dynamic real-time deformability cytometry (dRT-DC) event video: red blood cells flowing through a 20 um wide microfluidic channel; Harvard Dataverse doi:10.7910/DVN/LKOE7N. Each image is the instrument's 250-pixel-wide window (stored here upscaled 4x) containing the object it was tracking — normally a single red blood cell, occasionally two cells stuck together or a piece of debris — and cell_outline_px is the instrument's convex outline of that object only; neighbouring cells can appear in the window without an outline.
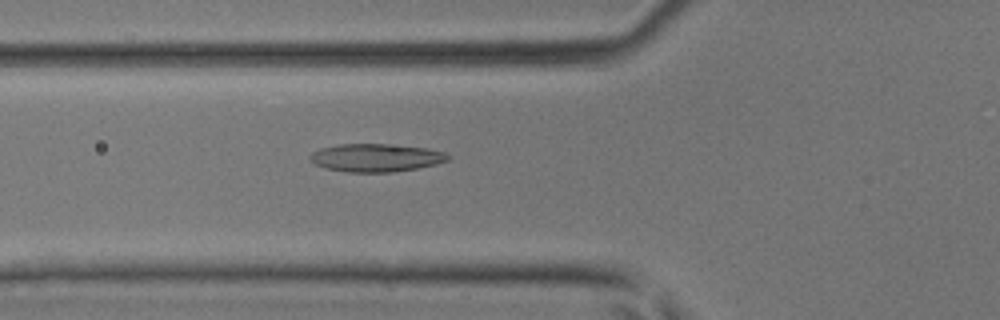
{"species": "common noctule bat (a hibernating species)", "species_latin": "Nyctalus noctula", "temperature_condition": "room temperature", "stored_images_in_passage": 45, "camera_frame_rate_fps": 3000, "um_per_image_px": 0.085, "animal": {"sex": "male", "body_mass_g": 17.9, "forearm_length_mm": 54.2}, "frame": {"image": 1, "passage_image": 17, "time_ms": 5.333, "image_size_px": [1000, 320], "cell_outline_px": [[448, 160], [436, 164], [416, 168], [392, 172], [348, 172], [324, 168], [308, 160], [308, 156], [312, 152], [320, 148], [340, 144], [388, 144], [428, 148], [444, 152], [448, 156]], "centroid_in_image_um": [31.9, 13.4], "position_along_channel_um": 93.9, "area_um2": 22.48}}
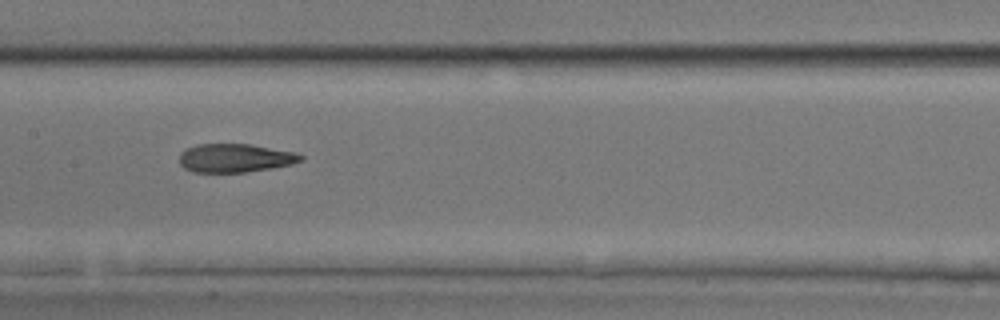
{"frame": {"image": 2, "passage_image": 23, "time_ms": 7.333, "image_size_px": [1000, 320], "cell_outline_px": [[304, 160], [292, 164], [272, 168], [244, 172], [192, 172], [184, 168], [180, 164], [180, 152], [196, 144], [252, 144], [296, 152], [304, 156]], "centroid_in_image_um": [20.01, 13.43], "position_along_channel_um": 187.4, "area_um2": 20.35}}
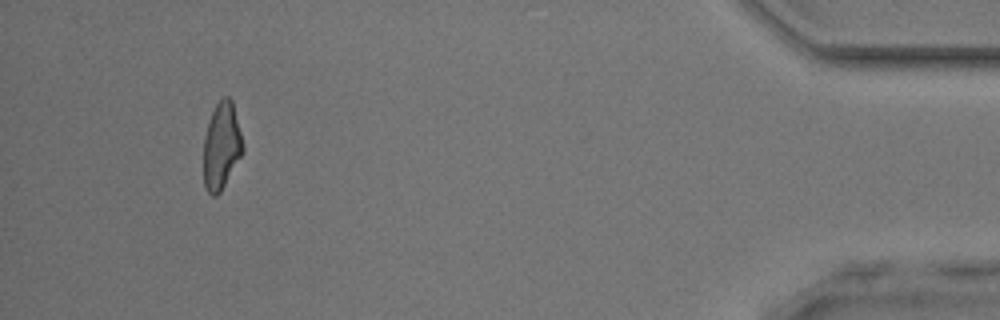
{"frame": {"image": 3, "passage_image": 42, "time_ms": 13.667, "image_size_px": [1000, 320], "cell_outline_px": [[244, 152], [220, 192], [216, 196], [212, 196], [208, 192], [204, 184], [204, 136], [212, 112], [216, 104], [224, 96], [228, 96], [232, 100], [244, 144]], "centroid_in_image_um": [18.84, 12.41], "position_along_channel_um": 416.4, "area_um2": 19.88}}